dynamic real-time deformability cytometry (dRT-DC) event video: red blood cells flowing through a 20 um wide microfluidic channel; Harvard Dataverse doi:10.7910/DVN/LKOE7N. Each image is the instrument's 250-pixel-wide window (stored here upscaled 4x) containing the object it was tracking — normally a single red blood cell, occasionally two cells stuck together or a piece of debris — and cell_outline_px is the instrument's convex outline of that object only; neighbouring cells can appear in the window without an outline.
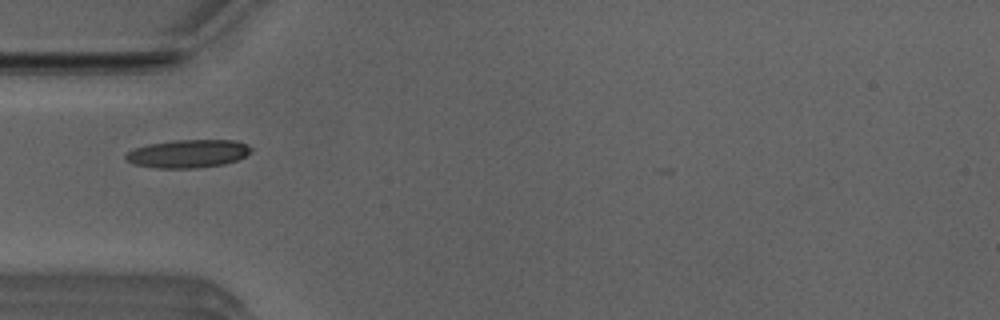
{"species": "Egyptian fruit bat (a non-hibernating species)", "species_latin": "Rousettus aegyptiacus", "temperature_condition": "room temperature", "stored_images_in_passage": 32, "camera_frame_rate_fps": 3000, "um_per_image_px": 0.085, "animal": {"sex": "male"}, "frame": {"image": 1, "passage_image": 3, "time_ms": 0.667, "image_size_px": [1000, 320], "cell_outline_px": [[252, 152], [236, 160], [224, 164], [196, 168], [156, 168], [132, 164], [124, 156], [128, 152], [136, 148], [148, 144], [172, 140], [236, 140], [248, 144], [252, 148]], "centroid_in_image_um": [16.0, 13.06], "position_along_channel_um": 69.0, "area_um2": 20.58}}
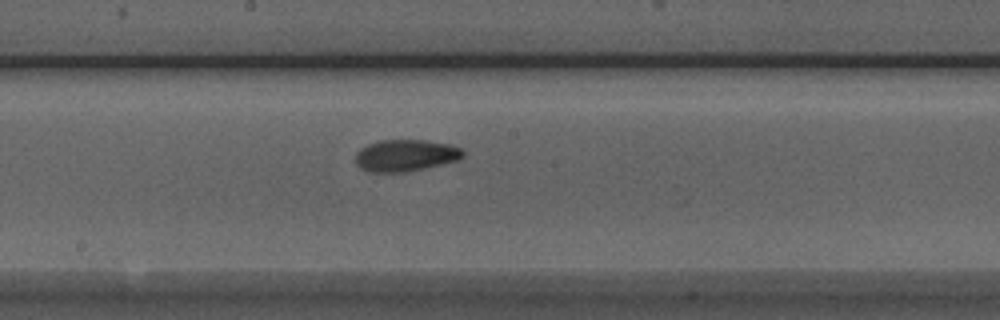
{"frame": {"image": 2, "passage_image": 14, "time_ms": 4.333, "image_size_px": [1000, 320], "cell_outline_px": [[464, 156], [460, 160], [404, 172], [368, 172], [360, 168], [356, 164], [356, 152], [360, 148], [376, 140], [424, 140], [452, 144], [460, 148], [464, 152]], "centroid_in_image_um": [34.46, 13.2], "position_along_channel_um": 213.7, "area_um2": 20.06}}
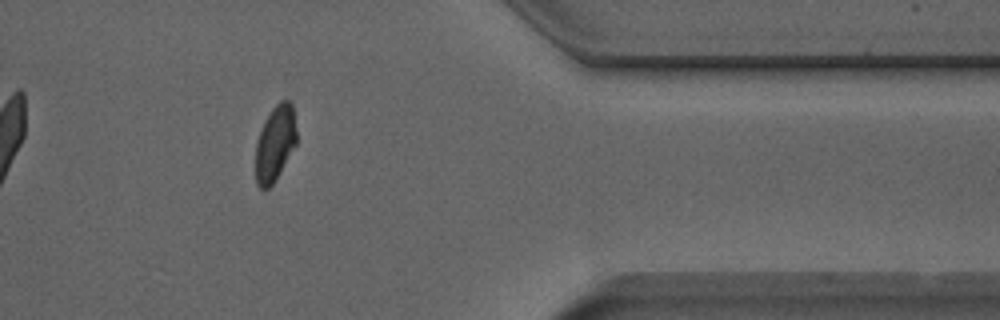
{"frame": {"image": 3, "passage_image": 29, "time_ms": 9.333, "image_size_px": [1000, 320], "cell_outline_px": [[296, 144], [272, 184], [264, 192], [256, 184], [256, 144], [264, 120], [272, 108], [280, 100], [288, 100], [292, 104], [296, 132]], "centroid_in_image_um": [23.37, 12.18], "position_along_channel_um": 388.0, "area_um2": 17.8}, "authors_computed_cell_mechanics": {"area_um2": 19.1896, "velocity_mm_per_s": 3.9442, "shape_relaxation_time_tau1_ms": 3.1616, "shape_relaxation_time_tau2_ms": 1.4784, "deformation_change_tau1": 0.1422, "deformation_change_tau2": 0.0639}}